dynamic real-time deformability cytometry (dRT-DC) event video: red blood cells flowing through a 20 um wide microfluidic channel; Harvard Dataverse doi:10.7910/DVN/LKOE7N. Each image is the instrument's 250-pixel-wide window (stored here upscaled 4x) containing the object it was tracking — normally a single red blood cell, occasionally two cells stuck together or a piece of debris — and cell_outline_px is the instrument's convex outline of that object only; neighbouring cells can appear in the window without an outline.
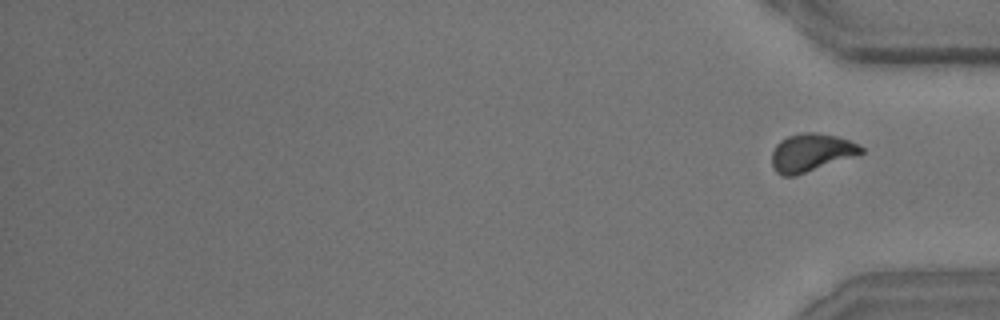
{"species": "common noctule bat (a hibernating species)", "species_latin": "Nyctalus noctula", "temperature_condition": "room temperature", "stored_images_in_passage": 12, "segment_of_instrument_passage": [2, 2], "camera_frame_rate_fps": 3000, "um_per_image_px": 0.085, "animal": {"sex": "male", "body_mass_g": 15.6}, "frame": {"image": 1, "passage_image": 12, "time_ms": 3.667, "image_size_px": [1000, 320], "cell_outline_px": [[864, 152], [796, 176], [780, 176], [772, 168], [772, 152], [776, 144], [780, 140], [788, 136], [804, 132], [816, 132], [836, 136], [860, 144], [864, 148]], "centroid_in_image_um": [68.91, 12.97], "position_along_channel_um": 366.3, "area_um2": 19.71}}